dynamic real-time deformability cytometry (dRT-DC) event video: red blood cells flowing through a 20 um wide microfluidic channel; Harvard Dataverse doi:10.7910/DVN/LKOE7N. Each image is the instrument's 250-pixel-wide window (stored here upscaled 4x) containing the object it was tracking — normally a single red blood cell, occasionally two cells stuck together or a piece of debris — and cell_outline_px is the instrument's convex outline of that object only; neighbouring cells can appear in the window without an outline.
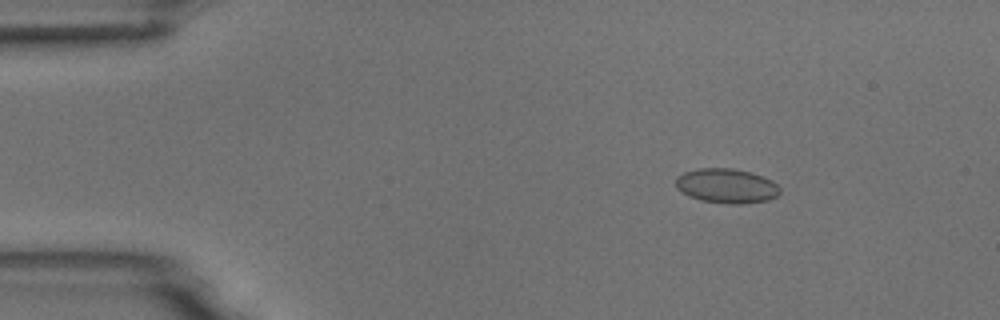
{"species": "common noctule bat (a hibernating species)", "species_latin": "Nyctalus noctula", "temperature_condition": "room temperature", "stored_images_in_passage": 5, "camera_frame_rate_fps": 3000, "um_per_image_px": 0.085, "animal": {"sex": "male", "body_mass_g": 18.8}, "frame": {"image": 1, "passage_image": 3, "time_ms": 2.333, "image_size_px": [1000, 320], "cell_outline_px": [[780, 192], [776, 196], [768, 200], [744, 204], [728, 204], [700, 200], [688, 196], [680, 192], [676, 188], [676, 176], [684, 172], [700, 168], [732, 168], [752, 172], [772, 180], [780, 188]], "centroid_in_image_um": [61.74, 15.8], "position_along_channel_um": 23.3, "area_um2": 21.21}}